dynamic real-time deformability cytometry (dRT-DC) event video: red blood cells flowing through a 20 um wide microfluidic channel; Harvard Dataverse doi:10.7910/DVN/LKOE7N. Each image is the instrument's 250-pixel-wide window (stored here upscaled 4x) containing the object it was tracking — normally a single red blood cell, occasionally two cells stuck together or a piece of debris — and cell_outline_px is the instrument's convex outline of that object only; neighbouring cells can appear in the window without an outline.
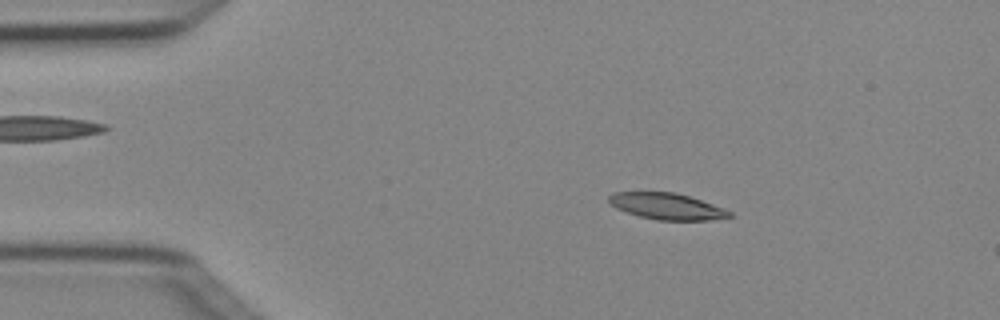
{"species": "Egyptian fruit bat (a non-hibernating species)", "species_latin": "Rousettus aegyptiacus", "temperature_condition": "cold", "stored_images_in_passage": 4, "camera_frame_rate_fps": 3000, "um_per_image_px": 0.085, "animal": {"sex": "female"}, "frame": {"image": 1, "passage_image": 2, "time_ms": 0.333, "image_size_px": [1000, 320], "cell_outline_px": [[732, 216], [708, 220], [656, 220], [640, 216], [616, 208], [608, 200], [608, 196], [612, 192], [676, 192], [724, 208], [732, 212]], "centroid_in_image_um": [56.67, 17.53], "position_along_channel_um": 28.3, "area_um2": 18.32}}